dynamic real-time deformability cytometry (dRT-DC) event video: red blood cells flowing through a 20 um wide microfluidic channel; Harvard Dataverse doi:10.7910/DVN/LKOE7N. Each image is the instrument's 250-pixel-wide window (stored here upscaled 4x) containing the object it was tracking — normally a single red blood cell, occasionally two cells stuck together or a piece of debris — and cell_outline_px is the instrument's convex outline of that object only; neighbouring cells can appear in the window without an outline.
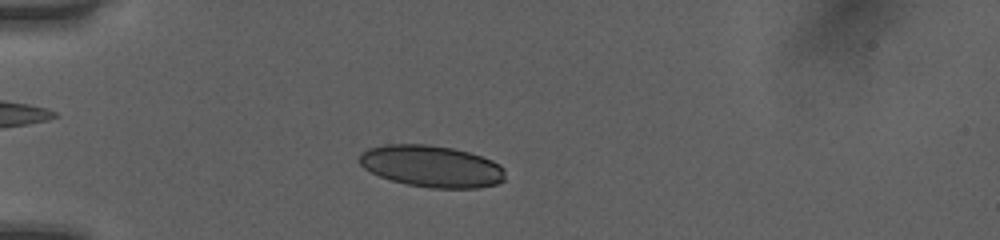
{"species": "human", "species_latin": "Homo sapiens", "temperature_condition": "room temperature", "stored_images_in_passage": 45, "camera_frame_rate_fps": 3000, "um_per_image_px": 0.085, "donor": {"sex": "female"}, "frame": {"image": 1, "passage_image": 9, "time_ms": 2.667, "image_size_px": [1000, 240], "cell_outline_px": [[504, 180], [496, 184], [476, 188], [432, 188], [408, 184], [392, 180], [380, 176], [364, 168], [360, 164], [360, 152], [368, 148], [384, 144], [428, 144], [452, 148], [468, 152], [492, 160], [500, 164], [504, 168]], "centroid_in_image_um": [36.68, 14.12], "position_along_channel_um": 48.3, "area_um2": 35.37}}
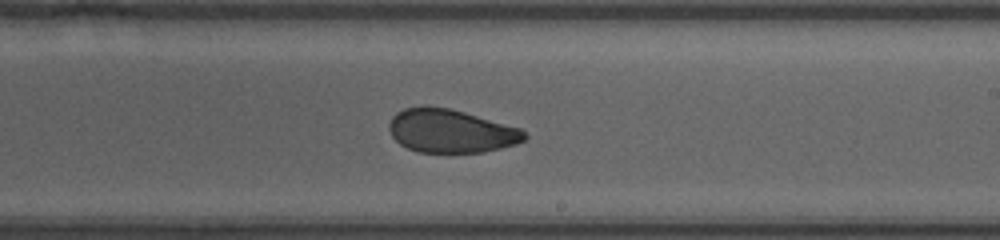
{"frame": {"image": 2, "passage_image": 26, "time_ms": 8.333, "image_size_px": [1000, 240], "cell_outline_px": [[528, 136], [524, 140], [516, 144], [484, 152], [416, 152], [400, 144], [392, 136], [388, 128], [388, 124], [392, 116], [396, 112], [404, 108], [448, 108], [464, 112], [520, 128]], "centroid_in_image_um": [38.31, 11.16], "position_along_channel_um": 250.7, "area_um2": 33.76}}
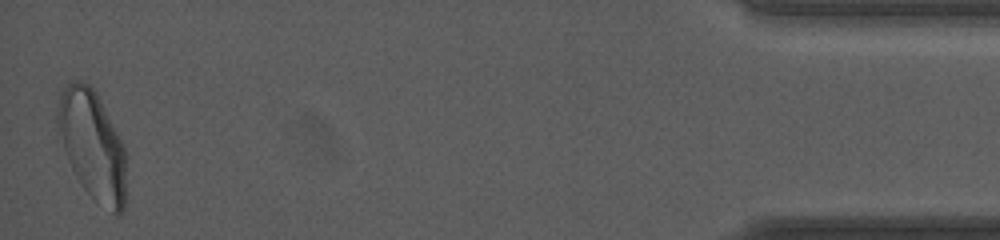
{"frame": {"image": 3, "passage_image": 45, "time_ms": 14.667, "image_size_px": [1000, 240], "cell_outline_px": [[124, 208], [120, 216], [116, 216], [92, 196], [80, 184], [68, 160], [56, 132], [56, 112], [60, 92], [64, 84], [68, 80], [80, 80], [88, 84], [96, 92], [124, 144]], "centroid_in_image_um": [7.79, 12.26], "position_along_channel_um": 427.4, "area_um2": 43.64}, "authors_computed_cell_mechanics": {"area_um2": 36.125, "velocity_mm_per_s": 4.0336, "shape_relaxation_time_tau1_ms": 5.8237, "shape_relaxation_time_tau2_ms": 1.3035, "deformation_change_tau1": 0.1253, "deformation_change_tau2": 0.0574}}